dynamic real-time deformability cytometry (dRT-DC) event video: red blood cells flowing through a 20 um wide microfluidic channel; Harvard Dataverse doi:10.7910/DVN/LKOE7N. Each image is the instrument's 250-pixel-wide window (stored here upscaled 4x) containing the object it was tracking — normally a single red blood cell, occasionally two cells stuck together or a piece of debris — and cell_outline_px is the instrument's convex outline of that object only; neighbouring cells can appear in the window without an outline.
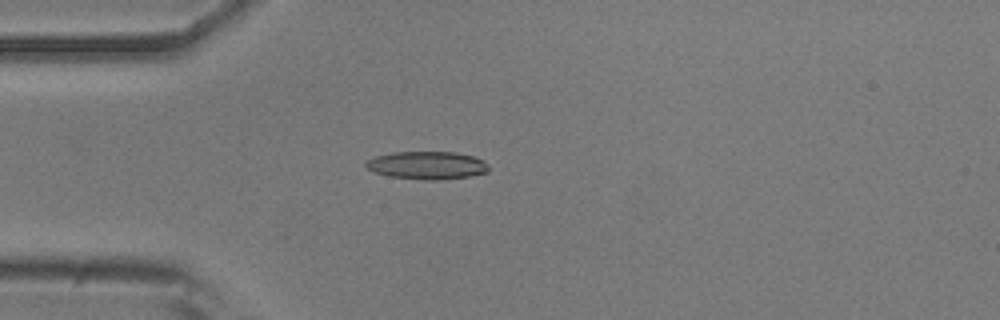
{"species": "common noctule bat (a hibernating species)", "species_latin": "Nyctalus noctula", "temperature_condition": "room temperature", "stored_images_in_passage": 51, "camera_frame_rate_fps": 3000, "um_per_image_px": 0.085, "animal": {"sex": "male", "body_mass_g": 20.5, "forearm_length_mm": 52.5}, "frame": {"image": 1, "passage_image": 12, "time_ms": 3.667, "image_size_px": [1000, 320], "cell_outline_px": [[488, 172], [468, 176], [440, 180], [424, 180], [392, 176], [376, 172], [368, 168], [364, 164], [368, 160], [376, 156], [392, 152], [456, 152], [472, 156], [484, 160], [488, 164]], "centroid_in_image_um": [36.34, 14.04], "position_along_channel_um": 48.7, "area_um2": 19.77}}
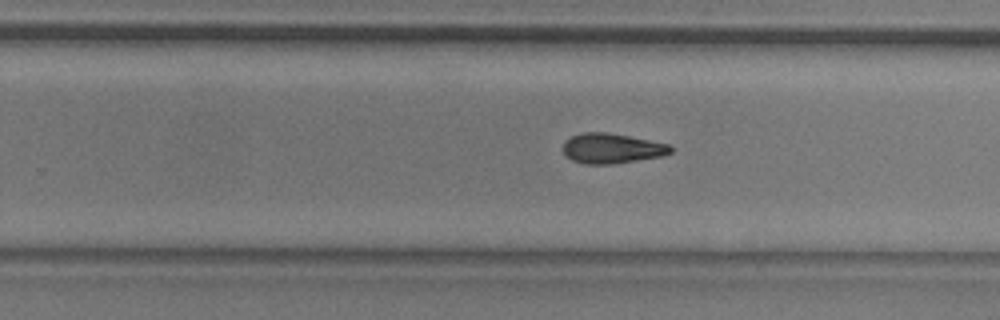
{"frame": {"image": 2, "passage_image": 31, "time_ms": 10.0, "image_size_px": [1000, 320], "cell_outline_px": [[672, 152], [664, 156], [612, 164], [584, 164], [572, 160], [564, 156], [564, 140], [572, 136], [584, 132], [604, 132], [628, 136], [668, 144], [672, 148]], "centroid_in_image_um": [51.98, 12.62], "position_along_channel_um": 277.8, "area_um2": 18.79}}
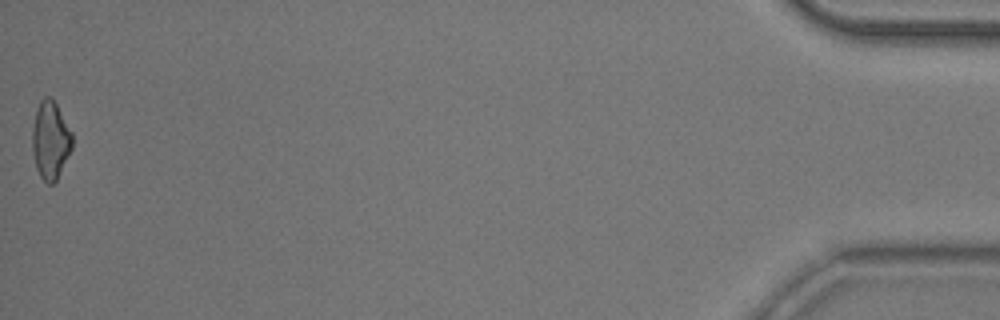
{"frame": {"image": 3, "passage_image": 51, "time_ms": 16.667, "image_size_px": [1000, 320], "cell_outline_px": [[72, 148], [56, 180], [52, 184], [48, 184], [40, 176], [36, 168], [32, 148], [32, 128], [36, 112], [40, 100], [44, 96], [52, 96], [72, 132]], "centroid_in_image_um": [4.28, 11.89], "position_along_channel_um": 430.9, "area_um2": 18.09}, "authors_computed_cell_mechanics": {"area_um2": 18.9006, "velocity_mm_per_s": 3.7838, "shape_relaxation_time_tau1_ms": 4.7395, "shape_relaxation_time_tau2_ms": 4.424, "deformation_change_tau1": 0.1468, "deformation_change_tau2": 0.128}}